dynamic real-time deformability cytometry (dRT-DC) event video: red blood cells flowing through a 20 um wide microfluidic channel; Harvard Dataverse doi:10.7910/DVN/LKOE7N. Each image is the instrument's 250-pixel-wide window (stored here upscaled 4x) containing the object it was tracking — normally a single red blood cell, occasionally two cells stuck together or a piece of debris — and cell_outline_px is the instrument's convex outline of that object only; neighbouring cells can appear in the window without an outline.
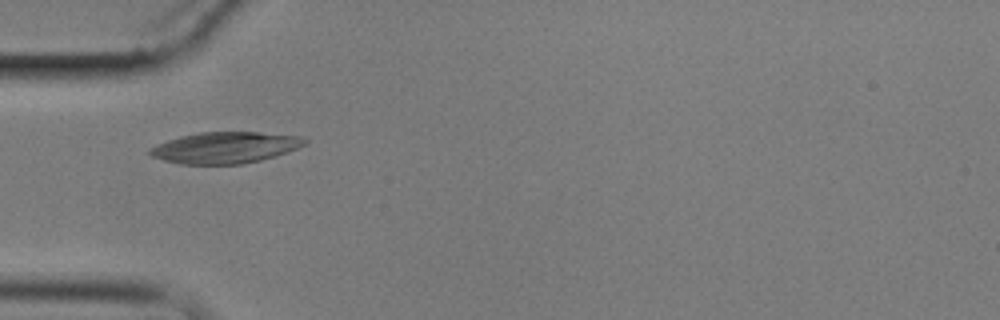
{"species": "common noctule bat (a hibernating species)", "species_latin": "Nyctalus noctula", "temperature_condition": "cold", "stored_images_in_passage": 4, "camera_frame_rate_fps": 3000, "um_per_image_px": 0.085, "animal": {"sex": "male", "body_mass_g": 17.9}, "frame": {"image": 1, "passage_image": 3, "time_ms": 6.667, "image_size_px": [1000, 320], "cell_outline_px": [[308, 140], [304, 144], [288, 152], [276, 156], [244, 164], [180, 164], [164, 160], [152, 156], [148, 152], [148, 148], [156, 144], [180, 136], [200, 132], [256, 132], [300, 136]], "centroid_in_image_um": [19.11, 12.55], "position_along_channel_um": 65.9, "area_um2": 28.21}}
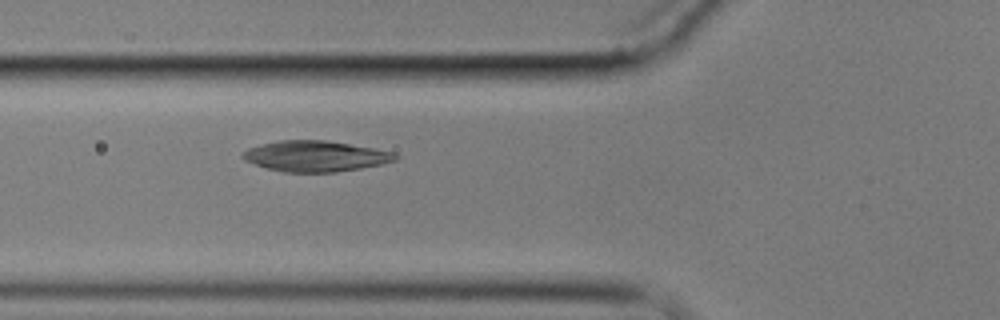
{"frame": {"image": 2, "passage_image": 4, "time_ms": 7.667, "image_size_px": [1000, 320], "cell_outline_px": [[400, 156], [396, 160], [380, 164], [360, 168], [336, 172], [284, 172], [268, 168], [244, 160], [240, 156], [240, 152], [248, 148], [260, 144], [280, 140], [324, 140], [372, 148], [392, 152]], "centroid_in_image_um": [26.76, 13.27], "position_along_channel_um": 99.0, "area_um2": 27.17}}